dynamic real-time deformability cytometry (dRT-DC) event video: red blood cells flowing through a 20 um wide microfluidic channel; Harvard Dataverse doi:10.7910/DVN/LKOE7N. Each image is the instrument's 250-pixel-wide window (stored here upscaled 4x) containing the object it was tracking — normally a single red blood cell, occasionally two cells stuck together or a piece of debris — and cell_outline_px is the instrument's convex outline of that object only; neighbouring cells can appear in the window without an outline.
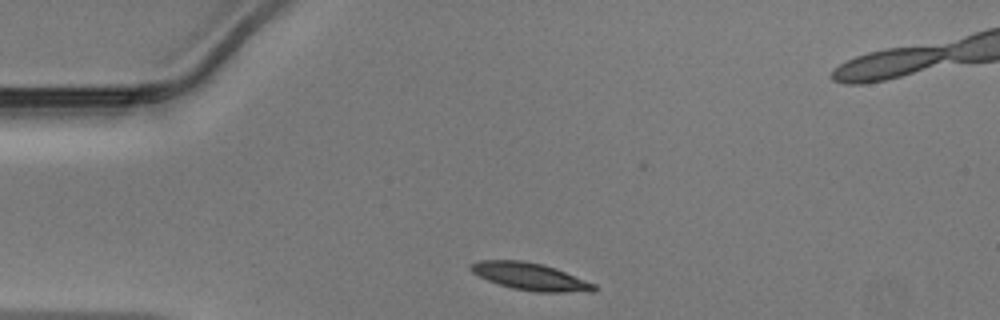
{"species": "Egyptian fruit bat (a non-hibernating species)", "species_latin": "Rousettus aegyptiacus", "temperature_condition": "warm", "stored_images_in_passage": 29, "camera_frame_rate_fps": 3000, "um_per_image_px": 0.085, "animal": {"sex": "male"}, "frame": {"image": 1, "passage_image": 1, "time_ms": 0.0, "image_size_px": [1000, 320], "cell_outline_px": [[600, 288], [596, 292], [536, 292], [512, 288], [488, 280], [472, 272], [468, 268], [472, 264], [480, 260], [524, 260], [544, 264], [556, 268], [596, 284]], "centroid_in_image_um": [45.15, 23.51], "position_along_channel_um": 39.9, "area_um2": 19.77}}
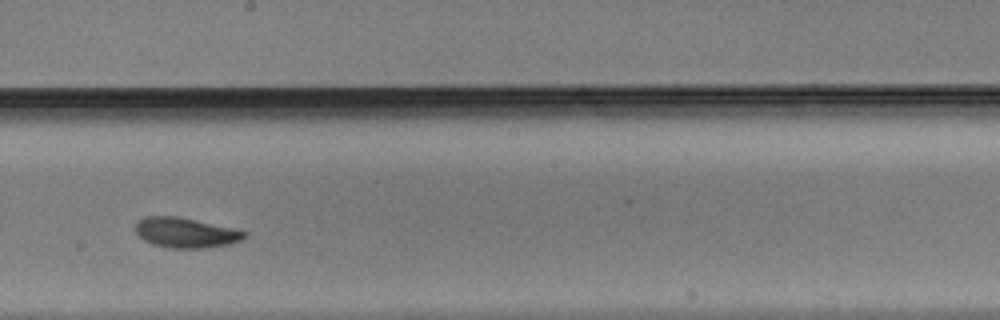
{"frame": {"image": 2, "passage_image": 17, "time_ms": 5.333, "image_size_px": [1000, 320], "cell_outline_px": [[248, 236], [240, 240], [228, 244], [204, 248], [168, 248], [152, 244], [144, 240], [136, 232], [136, 224], [144, 216], [176, 216], [248, 232]], "centroid_in_image_um": [15.76, 19.79], "position_along_channel_um": 232.4, "area_um2": 18.79}}
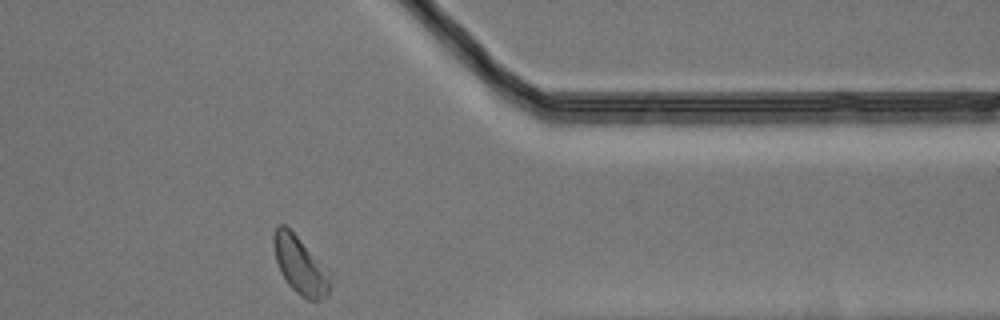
{"frame": {"image": 3, "passage_image": 29, "time_ms": 9.333, "image_size_px": [1000, 320], "cell_outline_px": [[332, 272], [328, 296], [320, 300], [308, 300], [300, 296], [288, 284], [276, 260], [272, 240], [272, 236], [276, 224], [284, 224]], "centroid_in_image_um": [25.54, 22.56], "position_along_channel_um": 385.9, "area_um2": 19.02}}